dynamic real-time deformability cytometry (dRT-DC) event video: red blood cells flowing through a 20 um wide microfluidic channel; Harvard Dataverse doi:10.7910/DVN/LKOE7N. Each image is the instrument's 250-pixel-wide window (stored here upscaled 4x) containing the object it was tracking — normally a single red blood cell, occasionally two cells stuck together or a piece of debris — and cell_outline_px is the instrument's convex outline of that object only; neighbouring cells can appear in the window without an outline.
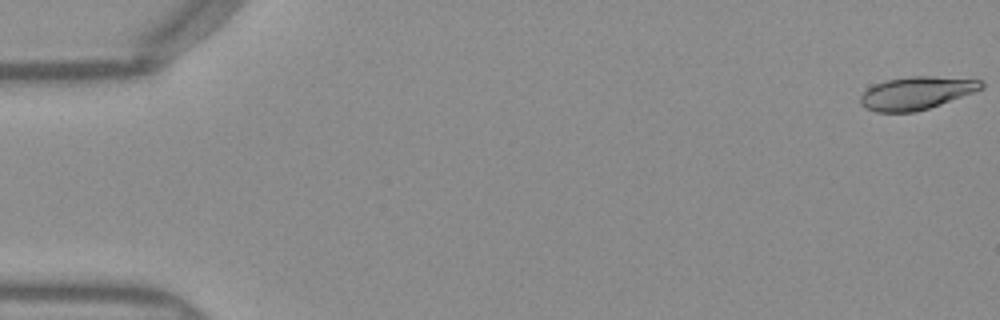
{"species": "Egyptian fruit bat (a non-hibernating species)", "species_latin": "Rousettus aegyptiacus", "temperature_condition": "warm", "stored_images_in_passage": 51, "camera_frame_rate_fps": 3000, "um_per_image_px": 0.085, "frame": {"image": 1, "passage_image": 1, "time_ms": 0.0, "image_size_px": [1000, 320], "cell_outline_px": [[984, 88], [940, 104], [916, 112], [876, 112], [864, 108], [860, 104], [860, 96], [872, 84], [884, 80], [912, 76], [932, 76], [980, 80], [984, 84]], "centroid_in_image_um": [77.84, 7.91], "position_along_channel_um": 7.2, "area_um2": 23.12}}
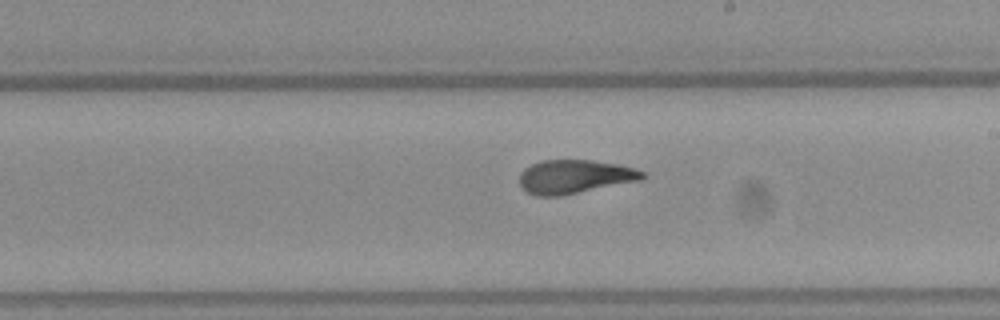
{"frame": {"image": 2, "passage_image": 30, "time_ms": 9.667, "image_size_px": [1000, 320], "cell_outline_px": [[648, 176], [640, 180], [560, 196], [536, 196], [528, 192], [520, 184], [520, 172], [524, 168], [540, 160], [592, 160], [620, 164], [644, 172]], "centroid_in_image_um": [48.84, 15.01], "position_along_channel_um": 240.2, "area_um2": 24.1}}
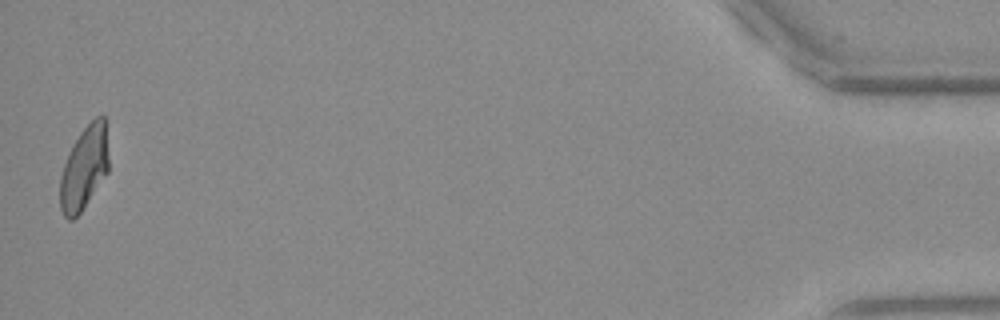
{"frame": {"image": 3, "passage_image": 51, "time_ms": 16.667, "image_size_px": [1000, 320], "cell_outline_px": [[108, 172], [80, 212], [72, 220], [68, 220], [64, 216], [60, 208], [60, 176], [68, 152], [72, 144], [80, 132], [96, 116], [104, 116], [108, 156]], "centroid_in_image_um": [7.13, 14.28], "position_along_channel_um": 428.1, "area_um2": 23.41}, "authors_computed_cell_mechanics": {"area_um2": 24.276, "velocity_mm_per_s": 3.9914, "shape_relaxation_time_tau1_ms": 5.9037, "shape_relaxation_time_tau2_ms": 0.9978, "deformation_change_tau1": 0.2105, "deformation_change_tau2": 0.0693}}